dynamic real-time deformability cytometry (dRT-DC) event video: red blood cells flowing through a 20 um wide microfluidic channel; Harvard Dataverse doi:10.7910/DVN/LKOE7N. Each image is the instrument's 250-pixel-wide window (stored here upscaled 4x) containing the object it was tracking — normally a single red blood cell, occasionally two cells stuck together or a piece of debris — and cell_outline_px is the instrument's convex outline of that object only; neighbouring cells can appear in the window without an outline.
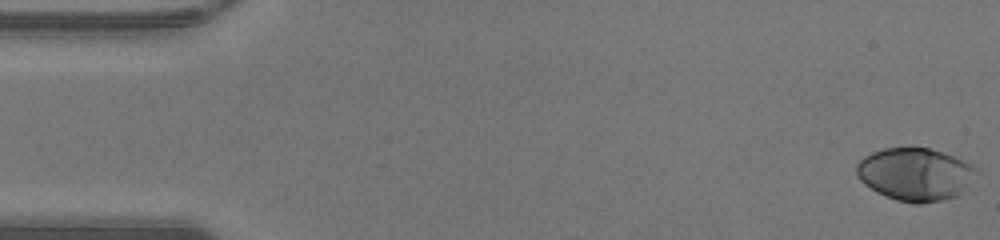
{"species": "human", "species_latin": "Homo sapiens", "temperature_condition": "warm", "stored_images_in_passage": 48, "camera_frame_rate_fps": 3000, "um_per_image_px": 0.085, "donor": {"sex": "male"}, "frame": {"image": 1, "passage_image": 1, "time_ms": 0.0, "image_size_px": [1000, 240], "cell_outline_px": [[972, 172], [964, 192], [956, 196], [940, 200], [920, 204], [916, 204], [896, 200], [876, 192], [864, 184], [856, 176], [856, 164], [864, 156], [872, 152], [884, 148], [928, 148], [952, 156], [968, 164], [972, 168]], "centroid_in_image_um": [77.68, 14.82], "position_along_channel_um": 7.3, "area_um2": 36.07}}
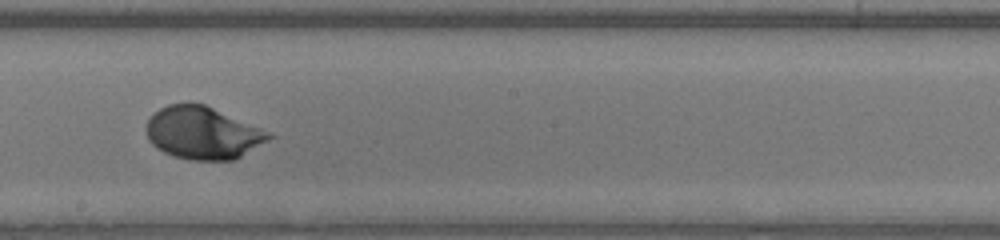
{"frame": {"image": 2, "passage_image": 27, "time_ms": 8.667, "image_size_px": [1000, 240], "cell_outline_px": [[276, 136], [236, 160], [188, 160], [172, 156], [156, 148], [148, 140], [144, 128], [148, 120], [160, 108], [168, 104], [188, 100], [204, 104], [260, 128]], "centroid_in_image_um": [17.2, 11.29], "position_along_channel_um": 231.0, "area_um2": 37.97}}
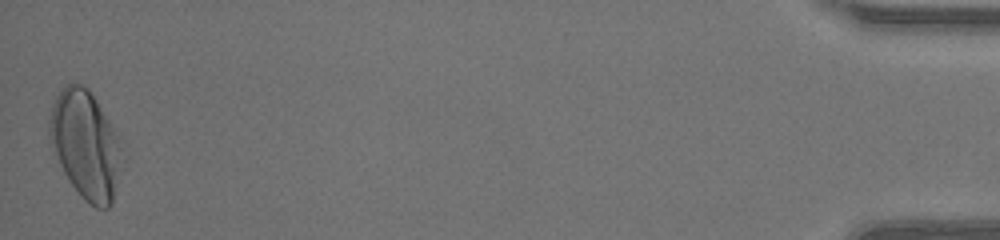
{"frame": {"image": 3, "passage_image": 48, "time_ms": 15.667, "image_size_px": [1000, 240], "cell_outline_px": [[120, 136], [112, 204], [108, 208], [96, 208], [84, 200], [80, 196], [64, 172], [52, 152], [48, 132], [48, 120], [52, 104], [60, 88], [64, 84], [72, 80], [88, 88]], "centroid_in_image_um": [7.18, 12.21], "position_along_channel_um": 428.0, "area_um2": 45.03}, "authors_computed_cell_mechanics": {"area_um2": 36.6163, "velocity_mm_per_s": 4.2984, "shape_relaxation_time_tau1_ms": 2.9657, "shape_relaxation_time_tau2_ms": null, "deformation_change_tau1": 0.1899, "deformation_change_tau2": null}}